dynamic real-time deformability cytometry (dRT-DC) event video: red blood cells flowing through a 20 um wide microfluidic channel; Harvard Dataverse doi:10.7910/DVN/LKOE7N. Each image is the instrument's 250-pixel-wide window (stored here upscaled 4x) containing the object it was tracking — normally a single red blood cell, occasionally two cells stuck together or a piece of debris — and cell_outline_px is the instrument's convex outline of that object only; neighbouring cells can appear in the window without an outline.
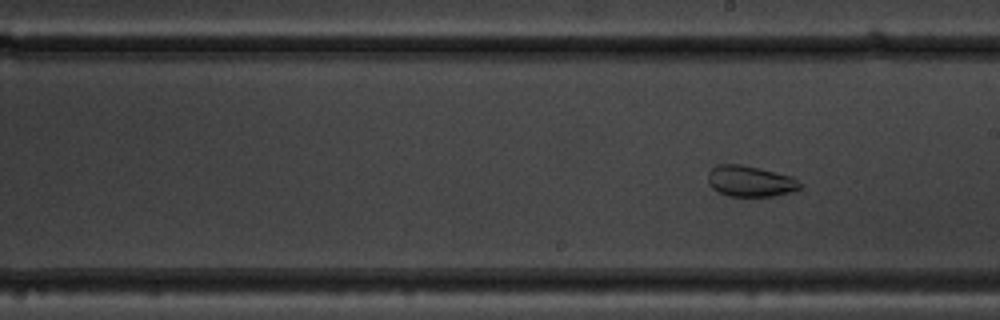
{"species": "common noctule bat (a hibernating species)", "species_latin": "Nyctalus noctula", "temperature_condition": "warm", "stored_images_in_passage": 33, "camera_frame_rate_fps": 3000, "um_per_image_px": 0.085, "animal": {"sex": "male", "body_mass_g": 19.5, "forearm_length_mm": 54.6}, "frame": {"image": 1, "passage_image": 33, "time_ms": 10.667, "image_size_px": [1000, 320], "cell_outline_px": [[804, 188], [792, 192], [772, 196], [728, 196], [712, 188], [708, 184], [708, 172], [716, 164], [740, 164], [792, 176], [804, 184]], "centroid_in_image_um": [63.8, 15.41], "position_along_channel_um": 225.2, "area_um2": 16.76}}